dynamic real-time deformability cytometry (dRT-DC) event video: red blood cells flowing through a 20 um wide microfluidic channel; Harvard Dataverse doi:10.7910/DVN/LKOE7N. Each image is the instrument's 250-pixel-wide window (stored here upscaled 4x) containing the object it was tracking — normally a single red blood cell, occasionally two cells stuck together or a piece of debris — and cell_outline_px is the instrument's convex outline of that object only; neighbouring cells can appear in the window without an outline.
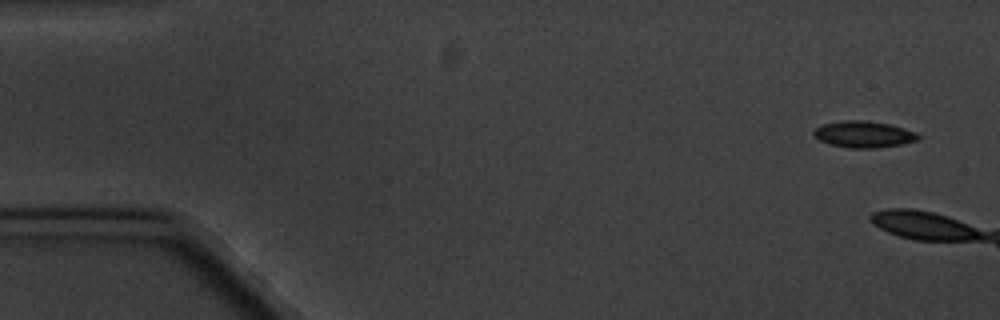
{"species": "common noctule bat (a hibernating species)", "species_latin": "Nyctalus noctula", "temperature_condition": "cold", "stored_images_in_passage": 3, "camera_frame_rate_fps": 3000, "um_per_image_px": 0.085, "animal": {"sex": "male", "body_mass_g": 20.1, "forearm_length_mm": 53.5}, "frame": {"image": 1, "passage_image": 1, "time_ms": 0.0, "image_size_px": [1000, 320], "cell_outline_px": [[920, 140], [900, 144], [876, 148], [848, 148], [828, 144], [812, 136], [812, 132], [816, 128], [824, 124], [840, 120], [864, 120], [888, 124], [904, 128], [916, 132], [920, 136]], "centroid_in_image_um": [73.39, 11.42], "position_along_channel_um": 11.6, "area_um2": 16.24}}